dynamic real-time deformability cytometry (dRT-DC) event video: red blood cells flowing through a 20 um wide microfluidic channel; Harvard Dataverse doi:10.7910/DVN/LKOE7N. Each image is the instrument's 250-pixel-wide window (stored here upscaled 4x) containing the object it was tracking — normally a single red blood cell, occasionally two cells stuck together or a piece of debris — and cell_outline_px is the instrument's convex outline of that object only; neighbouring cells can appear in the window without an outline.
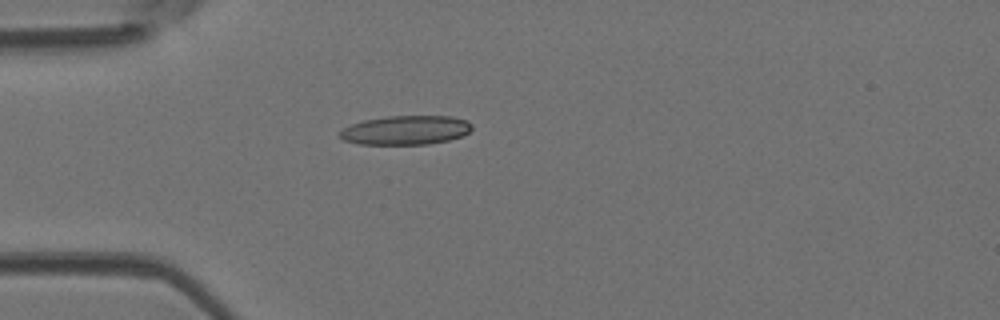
{"species": "Egyptian fruit bat (a non-hibernating species)", "species_latin": "Rousettus aegyptiacus", "temperature_condition": "room temperature", "stored_images_in_passage": 4, "camera_frame_rate_fps": 3000, "um_per_image_px": 0.085, "animal": {"sex": "female"}, "frame": {"image": 1, "passage_image": 4, "time_ms": 1.0, "image_size_px": [1000, 320], "cell_outline_px": [[472, 128], [468, 132], [460, 136], [448, 140], [428, 144], [360, 144], [344, 140], [340, 136], [340, 132], [344, 128], [352, 124], [364, 120], [388, 116], [452, 116], [468, 120], [472, 124]], "centroid_in_image_um": [34.52, 11.05], "position_along_channel_um": 50.5, "area_um2": 22.25}}